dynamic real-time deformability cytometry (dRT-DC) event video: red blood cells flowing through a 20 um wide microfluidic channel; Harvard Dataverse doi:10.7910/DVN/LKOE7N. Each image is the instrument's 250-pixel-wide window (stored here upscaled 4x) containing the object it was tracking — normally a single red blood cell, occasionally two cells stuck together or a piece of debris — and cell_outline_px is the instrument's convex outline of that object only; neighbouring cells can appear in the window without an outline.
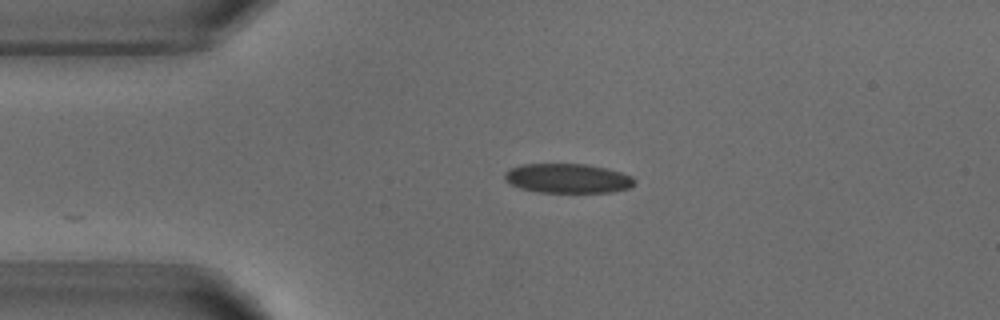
{"species": "common noctule bat (a hibernating species)", "species_latin": "Nyctalus noctula", "temperature_condition": "warm", "stored_images_in_passage": 4, "camera_frame_rate_fps": 3000, "um_per_image_px": 0.085, "animal": {"sex": "male", "body_mass_g": 18.8}, "frame": {"image": 1, "passage_image": 4, "time_ms": 3.333, "image_size_px": [1000, 320], "cell_outline_px": [[636, 180], [628, 188], [612, 192], [536, 192], [520, 188], [504, 180], [504, 172], [508, 168], [520, 164], [584, 164], [604, 168], [620, 172], [632, 176]], "centroid_in_image_um": [48.19, 15.16], "position_along_channel_um": 36.8, "area_um2": 22.25}}